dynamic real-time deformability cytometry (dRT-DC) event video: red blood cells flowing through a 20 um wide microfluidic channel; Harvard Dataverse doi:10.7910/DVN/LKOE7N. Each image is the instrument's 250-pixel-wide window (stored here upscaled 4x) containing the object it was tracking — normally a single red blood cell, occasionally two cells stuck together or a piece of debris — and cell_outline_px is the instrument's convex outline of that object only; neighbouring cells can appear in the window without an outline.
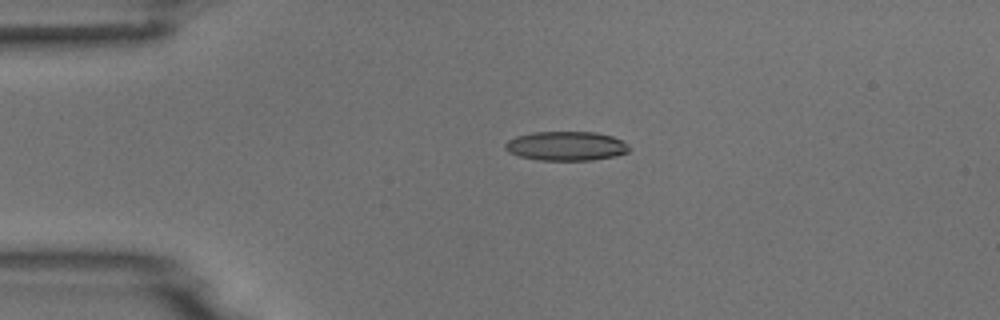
{"species": "common noctule bat (a hibernating species)", "species_latin": "Nyctalus noctula", "temperature_condition": "room temperature", "stored_images_in_passage": 4, "camera_frame_rate_fps": 3000, "um_per_image_px": 0.085, "animal": {"sex": "male", "body_mass_g": 18.8}, "frame": {"image": 1, "passage_image": 3, "time_ms": 2.333, "image_size_px": [1000, 320], "cell_outline_px": [[632, 148], [628, 152], [616, 156], [592, 160], [536, 160], [520, 156], [508, 152], [504, 148], [504, 144], [508, 140], [516, 136], [532, 132], [596, 132], [612, 136], [628, 144]], "centroid_in_image_um": [48.12, 12.41], "position_along_channel_um": 36.9, "area_um2": 21.27}}